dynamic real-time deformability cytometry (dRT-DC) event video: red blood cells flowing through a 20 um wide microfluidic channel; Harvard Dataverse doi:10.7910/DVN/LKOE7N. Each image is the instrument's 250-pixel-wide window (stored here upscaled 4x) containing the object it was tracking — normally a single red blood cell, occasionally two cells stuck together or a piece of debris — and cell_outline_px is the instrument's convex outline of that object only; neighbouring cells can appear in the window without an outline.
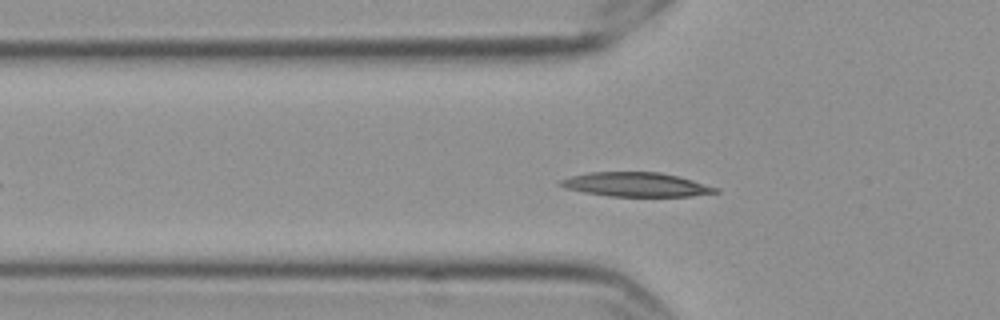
{"species": "Egyptian fruit bat (a non-hibernating species)", "species_latin": "Rousettus aegyptiacus", "temperature_condition": "cold", "stored_images_in_passage": 33, "camera_frame_rate_fps": 3000, "um_per_image_px": 0.085, "frame": {"image": 1, "passage_image": 5, "time_ms": 1.333, "image_size_px": [1000, 320], "cell_outline_px": [[720, 192], [688, 196], [608, 196], [584, 192], [564, 188], [556, 184], [560, 180], [572, 176], [588, 172], [660, 172], [692, 180], [720, 188]], "centroid_in_image_um": [54.04, 15.68], "position_along_channel_um": 71.8, "area_um2": 21.79}}
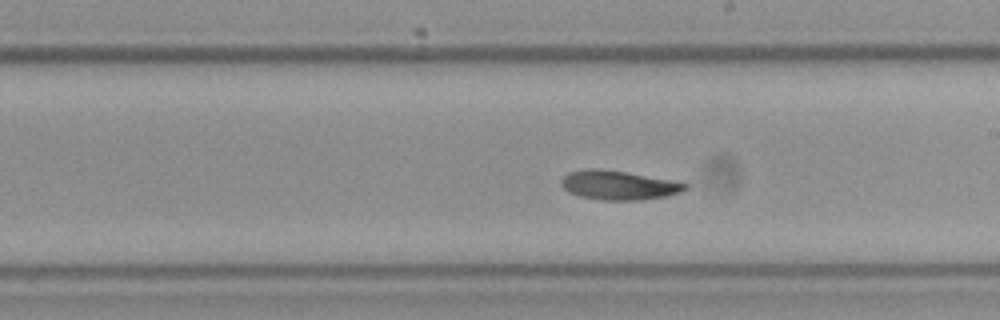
{"frame": {"image": 2, "passage_image": 19, "time_ms": 6.0, "image_size_px": [1000, 320], "cell_outline_px": [[688, 188], [680, 192], [664, 196], [640, 200], [600, 200], [580, 196], [568, 192], [560, 184], [560, 180], [568, 172], [588, 168], [600, 168], [672, 180], [688, 184]], "centroid_in_image_um": [52.54, 15.74], "position_along_channel_um": 236.5, "area_um2": 20.98}}
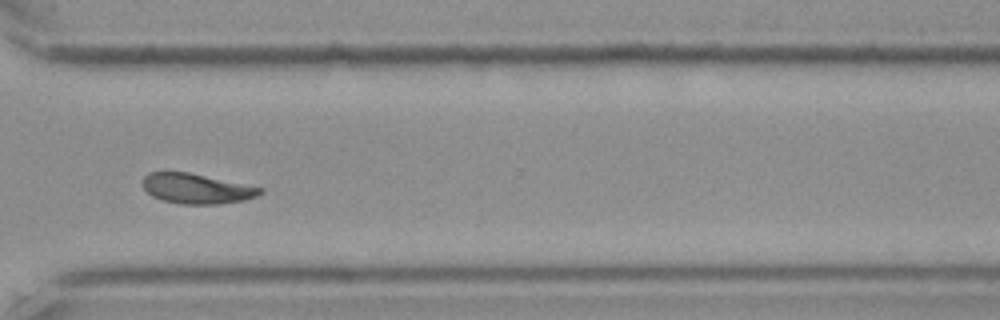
{"frame": {"image": 3, "passage_image": 29, "time_ms": 9.333, "image_size_px": [1000, 320], "cell_outline_px": [[264, 192], [256, 196], [244, 200], [220, 204], [180, 204], [164, 200], [152, 196], [140, 184], [144, 176], [148, 172], [188, 172], [264, 188]], "centroid_in_image_um": [16.7, 16.03], "position_along_channel_um": 353.9, "area_um2": 20.58}, "authors_computed_cell_mechanics": {"area_um2": 20.9814, "velocity_mm_per_s": 3.5265, "shape_relaxation_time_tau1_ms": 7.627, "shape_relaxation_time_tau2_ms": 7.0709, "deformation_change_tau1": 0.1523, "deformation_change_tau2": 0.1391}}